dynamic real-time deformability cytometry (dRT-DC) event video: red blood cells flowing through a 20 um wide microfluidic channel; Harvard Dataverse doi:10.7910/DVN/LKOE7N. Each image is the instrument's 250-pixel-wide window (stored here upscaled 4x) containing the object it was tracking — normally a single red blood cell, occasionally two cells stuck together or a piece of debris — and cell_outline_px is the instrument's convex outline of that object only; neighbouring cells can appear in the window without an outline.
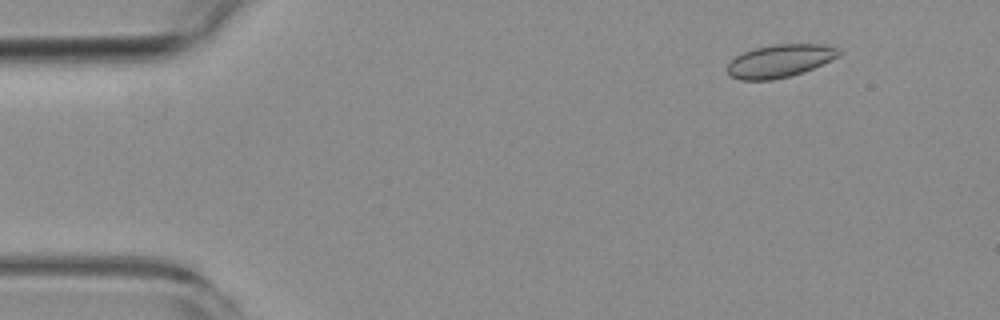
{"species": "common noctule bat (a hibernating species)", "species_latin": "Nyctalus noctula", "temperature_condition": "room temperature", "stored_images_in_passage": 5, "camera_frame_rate_fps": 3000, "um_per_image_px": 0.085, "animal": {"sex": "female", "body_mass_g": 19.3, "forearm_length_mm": 54.1}, "frame": {"image": 1, "passage_image": 2, "time_ms": 1.0, "image_size_px": [1000, 320], "cell_outline_px": [[840, 56], [804, 72], [772, 80], [740, 80], [728, 76], [728, 64], [736, 56], [744, 52], [756, 48], [772, 44], [824, 44], [840, 48]], "centroid_in_image_um": [66.3, 5.18], "position_along_channel_um": 18.7, "area_um2": 21.39}}
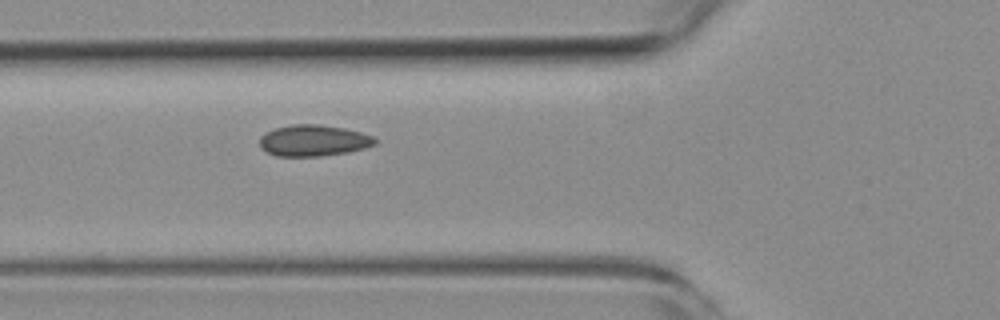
{"frame": {"image": 2, "passage_image": 5, "time_ms": 5.667, "image_size_px": [1000, 320], "cell_outline_px": [[376, 144], [364, 148], [348, 152], [320, 156], [276, 156], [260, 148], [260, 136], [276, 128], [292, 124], [320, 124], [344, 128], [360, 132], [372, 136], [376, 140]], "centroid_in_image_um": [26.64, 11.94], "position_along_channel_um": 99.2, "area_um2": 20.92}}